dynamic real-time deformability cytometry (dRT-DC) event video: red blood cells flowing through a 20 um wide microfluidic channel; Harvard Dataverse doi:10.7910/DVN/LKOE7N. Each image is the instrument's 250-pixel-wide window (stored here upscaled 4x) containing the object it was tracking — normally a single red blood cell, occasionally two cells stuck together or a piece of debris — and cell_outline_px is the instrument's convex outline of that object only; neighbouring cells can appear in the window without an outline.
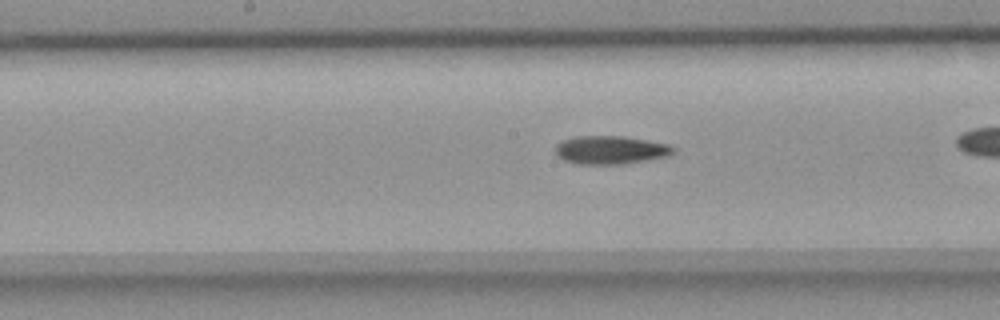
{"species": "common noctule bat (a hibernating species)", "species_latin": "Nyctalus noctula", "temperature_condition": "room temperature", "stored_images_in_passage": 26, "camera_frame_rate_fps": 3000, "um_per_image_px": 0.085, "animal": {"sex": "female", "body_mass_g": 18.4}, "frame": {"image": 1, "passage_image": 12, "time_ms": 3.667, "image_size_px": [1000, 320], "cell_outline_px": [[676, 148], [668, 156], [620, 164], [580, 164], [564, 160], [556, 156], [556, 144], [564, 140], [576, 136], [624, 136], [648, 140], [668, 144]], "centroid_in_image_um": [51.88, 12.74], "position_along_channel_um": 196.3, "area_um2": 19.31}}
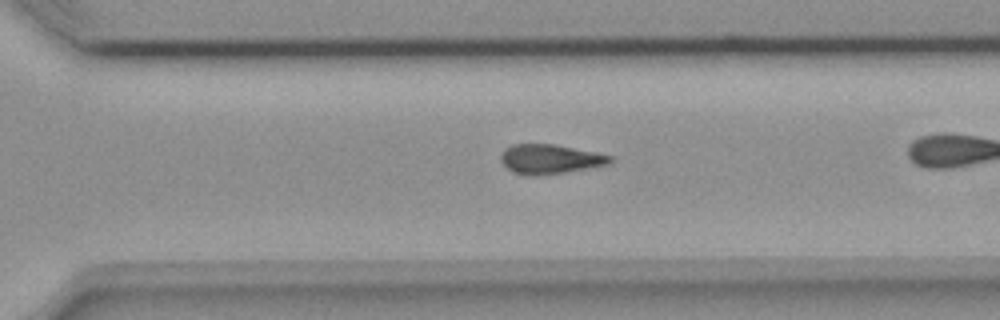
{"frame": {"image": 2, "passage_image": 22, "time_ms": 7.0, "image_size_px": [1000, 320], "cell_outline_px": [[612, 160], [608, 164], [564, 172], [536, 176], [528, 176], [512, 172], [500, 160], [500, 156], [512, 144], [556, 144], [612, 156]], "centroid_in_image_um": [46.72, 13.53], "position_along_channel_um": 323.9, "area_um2": 18.5}}